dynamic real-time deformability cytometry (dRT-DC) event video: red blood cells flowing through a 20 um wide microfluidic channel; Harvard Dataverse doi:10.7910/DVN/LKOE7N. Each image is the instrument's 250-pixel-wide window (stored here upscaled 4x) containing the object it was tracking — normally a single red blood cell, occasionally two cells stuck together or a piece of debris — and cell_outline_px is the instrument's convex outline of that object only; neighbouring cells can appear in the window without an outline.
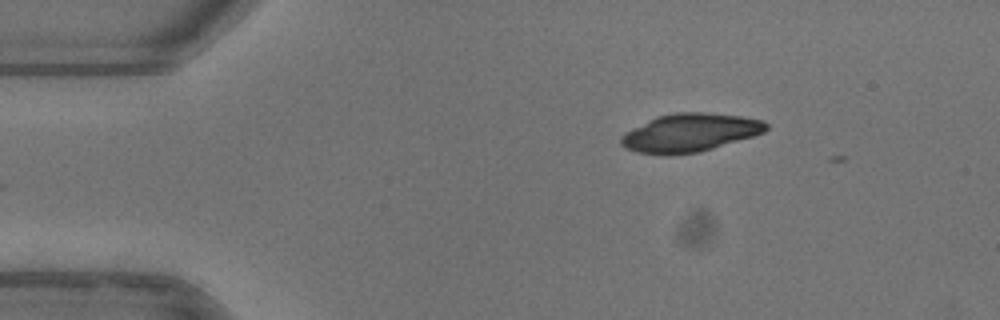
{"species": "common noctule bat (a hibernating species)", "species_latin": "Nyctalus noctula", "temperature_condition": "warm", "stored_images_in_passage": 3, "camera_frame_rate_fps": 3000, "um_per_image_px": 0.085, "animal": {"sex": "female"}, "frame": {"image": 1, "passage_image": 1, "time_ms": 0.0, "image_size_px": [1000, 320], "cell_outline_px": [[768, 128], [764, 132], [752, 136], [700, 152], [668, 156], [664, 156], [636, 152], [624, 148], [620, 144], [620, 136], [656, 116], [676, 112], [704, 112], [740, 116], [764, 120], [768, 124]], "centroid_in_image_um": [58.62, 11.29], "position_along_channel_um": 26.4, "area_um2": 32.43}}